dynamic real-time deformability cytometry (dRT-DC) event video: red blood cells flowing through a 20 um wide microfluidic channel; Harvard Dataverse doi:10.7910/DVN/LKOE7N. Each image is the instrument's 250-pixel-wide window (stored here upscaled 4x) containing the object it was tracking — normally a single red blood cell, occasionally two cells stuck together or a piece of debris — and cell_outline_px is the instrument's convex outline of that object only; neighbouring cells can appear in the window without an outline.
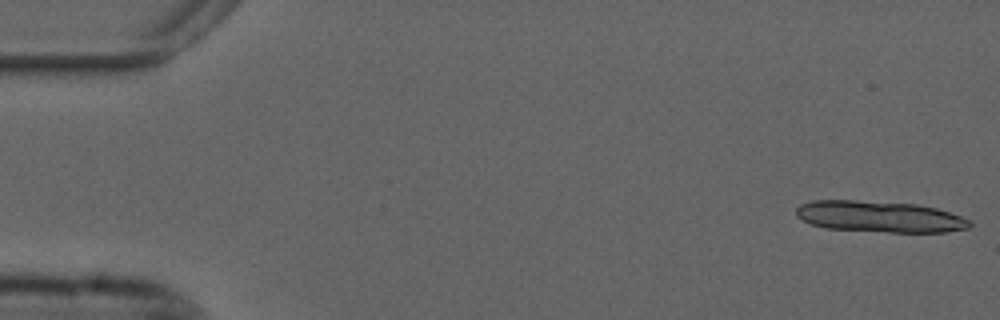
{"species": "common noctule bat (a hibernating species)", "species_latin": "Nyctalus noctula", "temperature_condition": "cold", "stored_images_in_passage": 13, "camera_frame_rate_fps": 3000, "um_per_image_px": 0.085, "animal": {"sex": "male", "forearm_length_mm": 52.5}, "frame": {"image": 1, "passage_image": 1, "time_ms": 0.0, "image_size_px": [1000, 320], "cell_outline_px": [[972, 224], [968, 228], [944, 232], [888, 232], [828, 228], [812, 224], [796, 216], [796, 208], [800, 204], [812, 200], [856, 200], [916, 204], [936, 208], [972, 220]], "centroid_in_image_um": [74.77, 18.41], "position_along_channel_um": 10.2, "area_um2": 31.5}}